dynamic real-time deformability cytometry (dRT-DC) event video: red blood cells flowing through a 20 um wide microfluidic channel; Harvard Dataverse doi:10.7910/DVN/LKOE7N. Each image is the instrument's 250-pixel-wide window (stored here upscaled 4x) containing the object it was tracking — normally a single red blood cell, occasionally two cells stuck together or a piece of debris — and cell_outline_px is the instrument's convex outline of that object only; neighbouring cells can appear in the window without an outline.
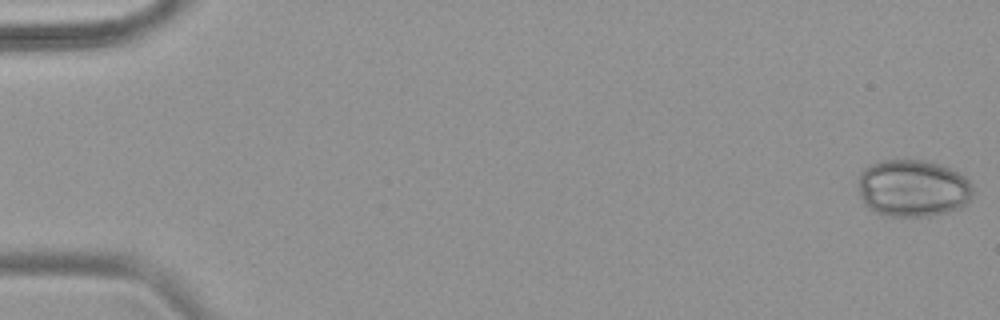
{"species": "common noctule bat (a hibernating species)", "species_latin": "Nyctalus noctula", "temperature_condition": "warm", "stored_images_in_passage": 53, "camera_frame_rate_fps": 3000, "um_per_image_px": 0.085, "animal": {"sex": "female", "body_mass_g": 18.4}, "frame": {"image": 1, "passage_image": 1, "time_ms": 0.0, "image_size_px": [1000, 320], "cell_outline_px": [[972, 192], [968, 200], [960, 208], [948, 212], [928, 216], [888, 216], [876, 212], [864, 204], [860, 196], [860, 172], [864, 168], [880, 160], [924, 160], [960, 172], [972, 184]], "centroid_in_image_um": [77.59, 16.0], "position_along_channel_um": 7.4, "area_um2": 38.03}}
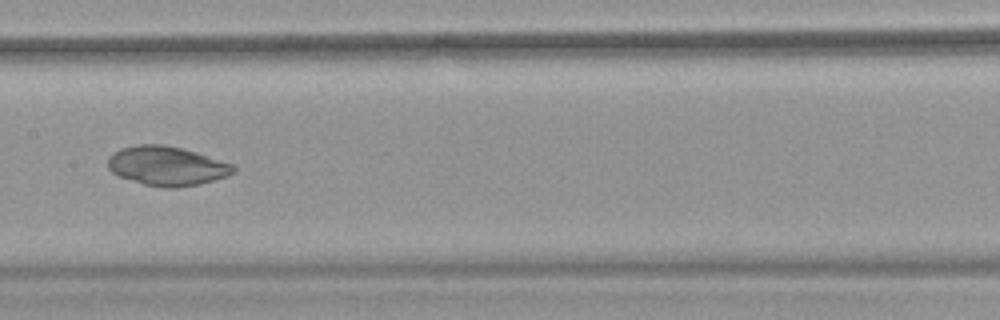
{"frame": {"image": 2, "passage_image": 28, "time_ms": 9.0, "image_size_px": [1000, 320], "cell_outline_px": [[236, 168], [232, 172], [224, 176], [212, 180], [196, 184], [176, 188], [168, 188], [144, 184], [120, 176], [112, 172], [108, 168], [108, 156], [112, 152], [120, 148], [136, 144], [160, 144], [180, 148], [196, 152], [232, 164]], "centroid_in_image_um": [14.11, 14.09], "position_along_channel_um": 193.3, "area_um2": 28.32}}
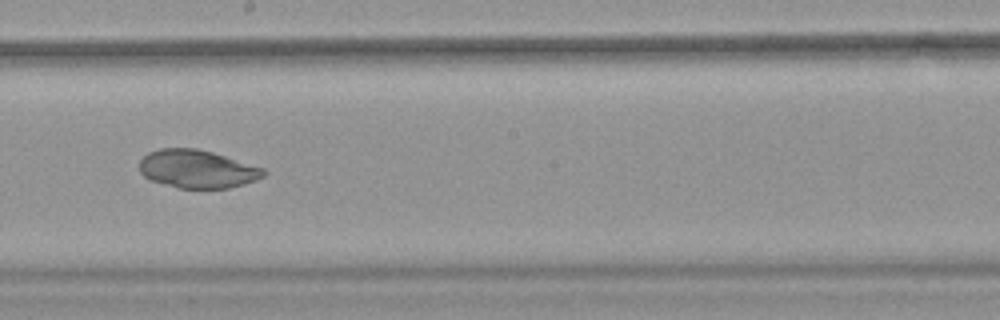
{"frame": {"image": 3, "passage_image": 31, "time_ms": 10.0, "image_size_px": [1000, 320], "cell_outline_px": [[268, 172], [264, 176], [256, 180], [244, 184], [228, 188], [180, 188], [148, 180], [140, 172], [140, 160], [148, 152], [160, 148], [196, 148], [212, 152], [264, 168]], "centroid_in_image_um": [16.76, 14.36], "position_along_channel_um": 231.4, "area_um2": 27.63}}